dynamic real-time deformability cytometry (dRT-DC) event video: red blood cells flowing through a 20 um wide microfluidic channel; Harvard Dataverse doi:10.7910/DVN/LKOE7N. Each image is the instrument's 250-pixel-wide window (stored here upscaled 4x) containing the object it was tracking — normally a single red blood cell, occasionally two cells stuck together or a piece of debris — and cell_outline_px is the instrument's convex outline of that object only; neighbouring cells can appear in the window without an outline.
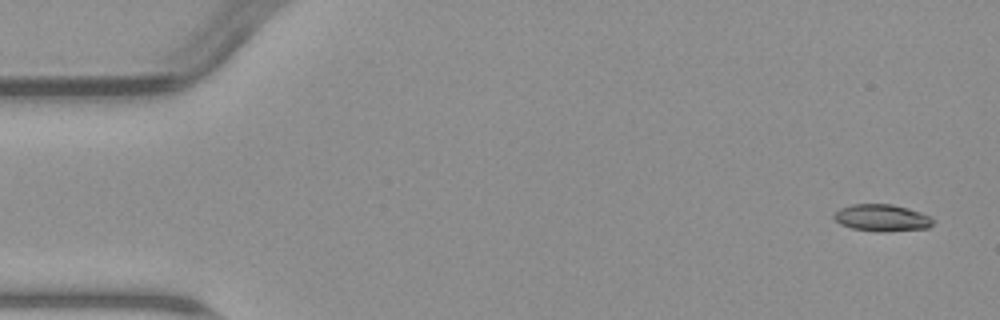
{"species": "common noctule bat (a hibernating species)", "species_latin": "Nyctalus noctula", "temperature_condition": "warm", "stored_images_in_passage": 5, "camera_frame_rate_fps": 3000, "um_per_image_px": 0.085, "animal": {"sex": "male", "body_mass_g": 23.1, "forearm_length_mm": 52.7}, "frame": {"image": 1, "passage_image": 1, "time_ms": 0.0, "image_size_px": [1000, 320], "cell_outline_px": [[936, 220], [928, 228], [884, 232], [880, 232], [852, 228], [840, 224], [832, 216], [840, 208], [852, 204], [892, 204], [908, 208], [932, 216]], "centroid_in_image_um": [75.0, 18.51], "position_along_channel_um": 10.0, "area_um2": 15.66}}
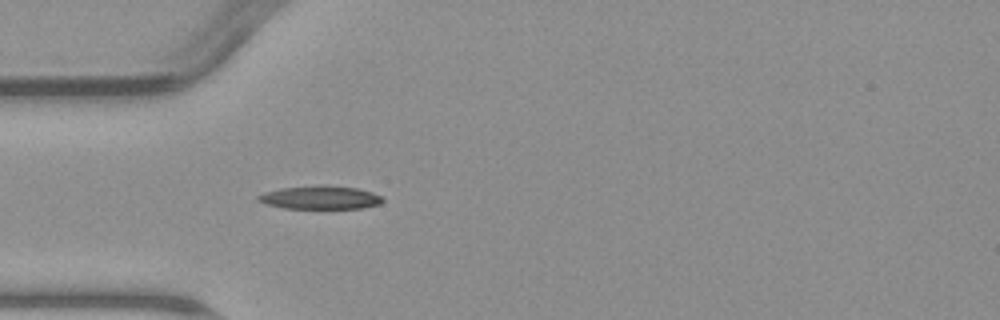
{"frame": {"image": 2, "passage_image": 5, "time_ms": 4.667, "image_size_px": [1000, 320], "cell_outline_px": [[384, 200], [380, 204], [364, 208], [284, 208], [264, 204], [256, 200], [256, 196], [264, 192], [280, 188], [320, 184], [324, 184], [356, 188], [372, 192], [380, 196]], "centroid_in_image_um": [27.18, 16.78], "position_along_channel_um": 57.8, "area_um2": 17.17}}